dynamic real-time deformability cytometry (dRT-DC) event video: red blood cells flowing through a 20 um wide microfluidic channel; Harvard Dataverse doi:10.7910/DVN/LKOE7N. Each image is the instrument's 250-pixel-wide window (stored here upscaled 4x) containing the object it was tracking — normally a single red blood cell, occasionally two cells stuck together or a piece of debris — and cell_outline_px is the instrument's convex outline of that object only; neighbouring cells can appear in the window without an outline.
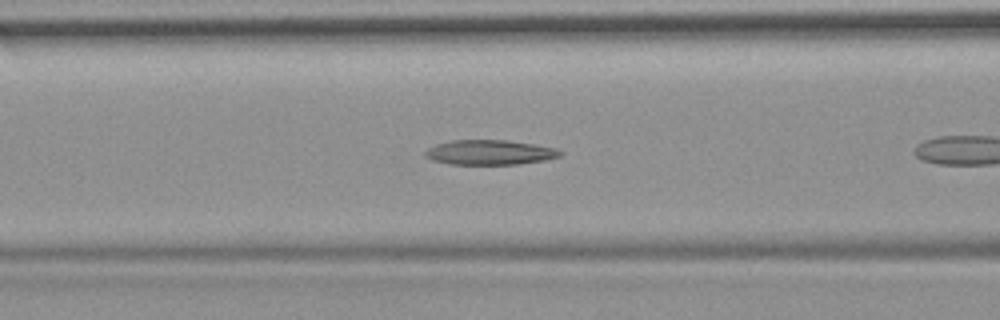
{"species": "common noctule bat (a hibernating species)", "species_latin": "Nyctalus noctula", "temperature_condition": "room temperature", "stored_images_in_passage": 15, "camera_frame_rate_fps": 3000, "um_per_image_px": 0.085, "animal": {"sex": "female", "body_mass_g": 19.9}, "frame": {"image": 1, "passage_image": 7, "time_ms": 2.0, "image_size_px": [1000, 320], "cell_outline_px": [[564, 152], [560, 156], [544, 160], [516, 164], [448, 164], [432, 160], [424, 156], [424, 152], [428, 148], [436, 144], [452, 140], [504, 140], [532, 144], [556, 148]], "centroid_in_image_um": [41.59, 12.95], "position_along_channel_um": 125.0, "area_um2": 19.42}}